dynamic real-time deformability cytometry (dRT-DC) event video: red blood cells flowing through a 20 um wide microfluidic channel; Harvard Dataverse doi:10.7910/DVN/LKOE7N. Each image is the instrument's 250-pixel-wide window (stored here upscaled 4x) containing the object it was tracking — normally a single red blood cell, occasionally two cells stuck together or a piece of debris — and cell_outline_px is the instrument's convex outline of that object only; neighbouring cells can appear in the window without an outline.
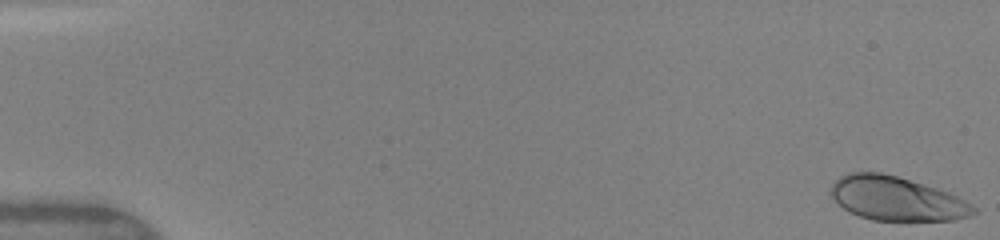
{"species": "human", "species_latin": "Homo sapiens", "temperature_condition": "warm", "stored_images_in_passage": 12, "camera_frame_rate_fps": 3000, "um_per_image_px": 0.085, "donor": {"sex": "female"}, "frame": {"image": 1, "passage_image": 1, "time_ms": 0.0, "image_size_px": [1000, 240], "cell_outline_px": [[976, 212], [968, 216], [956, 220], [872, 220], [848, 212], [832, 196], [832, 184], [840, 176], [848, 172], [880, 172], [896, 176], [936, 188], [948, 192], [964, 200], [976, 208]], "centroid_in_image_um": [76.2, 16.88], "position_along_channel_um": 8.8, "area_um2": 36.07}}